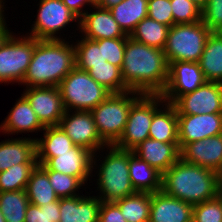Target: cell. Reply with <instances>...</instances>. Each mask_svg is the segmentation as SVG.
Masks as SVG:
<instances>
[{"label":"cell","mask_w":222,"mask_h":222,"mask_svg":"<svg viewBox=\"0 0 222 222\" xmlns=\"http://www.w3.org/2000/svg\"><path fill=\"white\" fill-rule=\"evenodd\" d=\"M164 50L126 40L121 76L127 88L142 94H161L168 80Z\"/></svg>","instance_id":"6da1fadb"},{"label":"cell","mask_w":222,"mask_h":222,"mask_svg":"<svg viewBox=\"0 0 222 222\" xmlns=\"http://www.w3.org/2000/svg\"><path fill=\"white\" fill-rule=\"evenodd\" d=\"M76 66L75 46L65 39L38 40L22 85L56 86Z\"/></svg>","instance_id":"7a4b0ae2"},{"label":"cell","mask_w":222,"mask_h":222,"mask_svg":"<svg viewBox=\"0 0 222 222\" xmlns=\"http://www.w3.org/2000/svg\"><path fill=\"white\" fill-rule=\"evenodd\" d=\"M161 190L194 206L219 194L218 173L180 158L162 174Z\"/></svg>","instance_id":"3957f363"},{"label":"cell","mask_w":222,"mask_h":222,"mask_svg":"<svg viewBox=\"0 0 222 222\" xmlns=\"http://www.w3.org/2000/svg\"><path fill=\"white\" fill-rule=\"evenodd\" d=\"M107 152L96 172L97 188L100 190L98 198L102 202H115L136 193L129 175V156L133 150L108 145Z\"/></svg>","instance_id":"277c9868"},{"label":"cell","mask_w":222,"mask_h":222,"mask_svg":"<svg viewBox=\"0 0 222 222\" xmlns=\"http://www.w3.org/2000/svg\"><path fill=\"white\" fill-rule=\"evenodd\" d=\"M37 41L28 33L15 37L7 24L0 30V83L23 82Z\"/></svg>","instance_id":"5b68a950"},{"label":"cell","mask_w":222,"mask_h":222,"mask_svg":"<svg viewBox=\"0 0 222 222\" xmlns=\"http://www.w3.org/2000/svg\"><path fill=\"white\" fill-rule=\"evenodd\" d=\"M141 95L142 93L131 90L111 93L90 111L100 137L108 145H114L122 136L130 108Z\"/></svg>","instance_id":"8992f818"},{"label":"cell","mask_w":222,"mask_h":222,"mask_svg":"<svg viewBox=\"0 0 222 222\" xmlns=\"http://www.w3.org/2000/svg\"><path fill=\"white\" fill-rule=\"evenodd\" d=\"M59 90L65 111H91L111 93L87 71L76 66L63 78Z\"/></svg>","instance_id":"52a82bcc"},{"label":"cell","mask_w":222,"mask_h":222,"mask_svg":"<svg viewBox=\"0 0 222 222\" xmlns=\"http://www.w3.org/2000/svg\"><path fill=\"white\" fill-rule=\"evenodd\" d=\"M210 34L202 20L171 26L164 48L168 64L177 61L199 62Z\"/></svg>","instance_id":"ba28073f"},{"label":"cell","mask_w":222,"mask_h":222,"mask_svg":"<svg viewBox=\"0 0 222 222\" xmlns=\"http://www.w3.org/2000/svg\"><path fill=\"white\" fill-rule=\"evenodd\" d=\"M165 102L161 94H142L132 104L124 132L114 146L122 150H133L149 138L153 114Z\"/></svg>","instance_id":"9c48e42d"},{"label":"cell","mask_w":222,"mask_h":222,"mask_svg":"<svg viewBox=\"0 0 222 222\" xmlns=\"http://www.w3.org/2000/svg\"><path fill=\"white\" fill-rule=\"evenodd\" d=\"M37 19L31 27L28 36L37 40H61L56 36L70 22H77L79 18L61 0H40ZM61 29V30H60Z\"/></svg>","instance_id":"30bf717a"},{"label":"cell","mask_w":222,"mask_h":222,"mask_svg":"<svg viewBox=\"0 0 222 222\" xmlns=\"http://www.w3.org/2000/svg\"><path fill=\"white\" fill-rule=\"evenodd\" d=\"M206 81L199 62H171L168 80L161 95L167 103L173 104L180 96L193 92Z\"/></svg>","instance_id":"8fae6325"},{"label":"cell","mask_w":222,"mask_h":222,"mask_svg":"<svg viewBox=\"0 0 222 222\" xmlns=\"http://www.w3.org/2000/svg\"><path fill=\"white\" fill-rule=\"evenodd\" d=\"M65 111L59 126L71 138L75 145L98 154L108 144L100 137L90 111ZM102 148V149H101ZM97 152V153H96Z\"/></svg>","instance_id":"7c38bea8"},{"label":"cell","mask_w":222,"mask_h":222,"mask_svg":"<svg viewBox=\"0 0 222 222\" xmlns=\"http://www.w3.org/2000/svg\"><path fill=\"white\" fill-rule=\"evenodd\" d=\"M173 105L177 115L222 113V83L206 81L193 92L180 96Z\"/></svg>","instance_id":"4fadbf2b"},{"label":"cell","mask_w":222,"mask_h":222,"mask_svg":"<svg viewBox=\"0 0 222 222\" xmlns=\"http://www.w3.org/2000/svg\"><path fill=\"white\" fill-rule=\"evenodd\" d=\"M96 154L90 150L75 145L68 152L55 153L45 164H38L43 170H53L66 175L77 177L84 185L96 169ZM95 157V158H94ZM95 165V166H94Z\"/></svg>","instance_id":"5bb4252c"},{"label":"cell","mask_w":222,"mask_h":222,"mask_svg":"<svg viewBox=\"0 0 222 222\" xmlns=\"http://www.w3.org/2000/svg\"><path fill=\"white\" fill-rule=\"evenodd\" d=\"M21 95L28 100L44 127L59 125L65 113L59 87H27Z\"/></svg>","instance_id":"9a60e30c"},{"label":"cell","mask_w":222,"mask_h":222,"mask_svg":"<svg viewBox=\"0 0 222 222\" xmlns=\"http://www.w3.org/2000/svg\"><path fill=\"white\" fill-rule=\"evenodd\" d=\"M177 117L179 149L185 144L222 134V113Z\"/></svg>","instance_id":"2e32d148"},{"label":"cell","mask_w":222,"mask_h":222,"mask_svg":"<svg viewBox=\"0 0 222 222\" xmlns=\"http://www.w3.org/2000/svg\"><path fill=\"white\" fill-rule=\"evenodd\" d=\"M180 158L218 173L222 168V134L185 144Z\"/></svg>","instance_id":"e0dca14e"},{"label":"cell","mask_w":222,"mask_h":222,"mask_svg":"<svg viewBox=\"0 0 222 222\" xmlns=\"http://www.w3.org/2000/svg\"><path fill=\"white\" fill-rule=\"evenodd\" d=\"M193 205L165 194L150 193L149 222H192Z\"/></svg>","instance_id":"ac0fdd59"},{"label":"cell","mask_w":222,"mask_h":222,"mask_svg":"<svg viewBox=\"0 0 222 222\" xmlns=\"http://www.w3.org/2000/svg\"><path fill=\"white\" fill-rule=\"evenodd\" d=\"M96 11H88L79 20V29L85 38L90 40L129 37L120 28L109 9L94 5Z\"/></svg>","instance_id":"d6986e66"},{"label":"cell","mask_w":222,"mask_h":222,"mask_svg":"<svg viewBox=\"0 0 222 222\" xmlns=\"http://www.w3.org/2000/svg\"><path fill=\"white\" fill-rule=\"evenodd\" d=\"M133 153L162 174L180 159L179 143H164L151 138L137 145Z\"/></svg>","instance_id":"ffe728a7"},{"label":"cell","mask_w":222,"mask_h":222,"mask_svg":"<svg viewBox=\"0 0 222 222\" xmlns=\"http://www.w3.org/2000/svg\"><path fill=\"white\" fill-rule=\"evenodd\" d=\"M101 202L97 196L60 198L59 222H98Z\"/></svg>","instance_id":"44dd1931"},{"label":"cell","mask_w":222,"mask_h":222,"mask_svg":"<svg viewBox=\"0 0 222 222\" xmlns=\"http://www.w3.org/2000/svg\"><path fill=\"white\" fill-rule=\"evenodd\" d=\"M0 130L4 134H18L42 131L45 127L39 121L28 100L22 95L9 112Z\"/></svg>","instance_id":"7402d4cb"},{"label":"cell","mask_w":222,"mask_h":222,"mask_svg":"<svg viewBox=\"0 0 222 222\" xmlns=\"http://www.w3.org/2000/svg\"><path fill=\"white\" fill-rule=\"evenodd\" d=\"M16 164H38L36 140L22 137L0 142V172Z\"/></svg>","instance_id":"603a6c76"},{"label":"cell","mask_w":222,"mask_h":222,"mask_svg":"<svg viewBox=\"0 0 222 222\" xmlns=\"http://www.w3.org/2000/svg\"><path fill=\"white\" fill-rule=\"evenodd\" d=\"M149 138L164 143H179L177 110L173 104L165 102L153 114Z\"/></svg>","instance_id":"cb8c5ba5"},{"label":"cell","mask_w":222,"mask_h":222,"mask_svg":"<svg viewBox=\"0 0 222 222\" xmlns=\"http://www.w3.org/2000/svg\"><path fill=\"white\" fill-rule=\"evenodd\" d=\"M129 175L136 192L155 193L161 190L162 173L134 153L129 156Z\"/></svg>","instance_id":"d4e9b609"},{"label":"cell","mask_w":222,"mask_h":222,"mask_svg":"<svg viewBox=\"0 0 222 222\" xmlns=\"http://www.w3.org/2000/svg\"><path fill=\"white\" fill-rule=\"evenodd\" d=\"M43 131L44 138H34L38 164H45L50 158L55 157V153L68 152L75 146L59 125L45 127Z\"/></svg>","instance_id":"484cf974"},{"label":"cell","mask_w":222,"mask_h":222,"mask_svg":"<svg viewBox=\"0 0 222 222\" xmlns=\"http://www.w3.org/2000/svg\"><path fill=\"white\" fill-rule=\"evenodd\" d=\"M199 65L207 81L222 83V32H211Z\"/></svg>","instance_id":"4316f807"},{"label":"cell","mask_w":222,"mask_h":222,"mask_svg":"<svg viewBox=\"0 0 222 222\" xmlns=\"http://www.w3.org/2000/svg\"><path fill=\"white\" fill-rule=\"evenodd\" d=\"M109 10L123 32L130 36L137 24L147 17L148 0H123Z\"/></svg>","instance_id":"83f0119b"},{"label":"cell","mask_w":222,"mask_h":222,"mask_svg":"<svg viewBox=\"0 0 222 222\" xmlns=\"http://www.w3.org/2000/svg\"><path fill=\"white\" fill-rule=\"evenodd\" d=\"M25 191L29 202L39 207L59 199L49 182L48 174L39 165L32 171Z\"/></svg>","instance_id":"f1b7e54d"},{"label":"cell","mask_w":222,"mask_h":222,"mask_svg":"<svg viewBox=\"0 0 222 222\" xmlns=\"http://www.w3.org/2000/svg\"><path fill=\"white\" fill-rule=\"evenodd\" d=\"M169 29L170 27L146 17L137 24L129 37L150 47L164 50Z\"/></svg>","instance_id":"f546056e"},{"label":"cell","mask_w":222,"mask_h":222,"mask_svg":"<svg viewBox=\"0 0 222 222\" xmlns=\"http://www.w3.org/2000/svg\"><path fill=\"white\" fill-rule=\"evenodd\" d=\"M115 203L127 222H149L150 193L136 192Z\"/></svg>","instance_id":"4dcf8cb0"},{"label":"cell","mask_w":222,"mask_h":222,"mask_svg":"<svg viewBox=\"0 0 222 222\" xmlns=\"http://www.w3.org/2000/svg\"><path fill=\"white\" fill-rule=\"evenodd\" d=\"M29 203L25 190L0 192V209L6 222H24Z\"/></svg>","instance_id":"1f68e13d"},{"label":"cell","mask_w":222,"mask_h":222,"mask_svg":"<svg viewBox=\"0 0 222 222\" xmlns=\"http://www.w3.org/2000/svg\"><path fill=\"white\" fill-rule=\"evenodd\" d=\"M88 74L110 93L129 91L121 76V69L108 61L105 64L92 65Z\"/></svg>","instance_id":"d6a6232c"},{"label":"cell","mask_w":222,"mask_h":222,"mask_svg":"<svg viewBox=\"0 0 222 222\" xmlns=\"http://www.w3.org/2000/svg\"><path fill=\"white\" fill-rule=\"evenodd\" d=\"M75 43L76 67L82 71H88L92 65L105 64L106 59L102 54V45L96 40L82 37Z\"/></svg>","instance_id":"836d02e7"},{"label":"cell","mask_w":222,"mask_h":222,"mask_svg":"<svg viewBox=\"0 0 222 222\" xmlns=\"http://www.w3.org/2000/svg\"><path fill=\"white\" fill-rule=\"evenodd\" d=\"M38 164H16L0 172V192L25 190Z\"/></svg>","instance_id":"e575fe53"},{"label":"cell","mask_w":222,"mask_h":222,"mask_svg":"<svg viewBox=\"0 0 222 222\" xmlns=\"http://www.w3.org/2000/svg\"><path fill=\"white\" fill-rule=\"evenodd\" d=\"M44 171L48 174L49 182L51 183V186L59 199L80 195L76 193V191L78 192L79 188L84 184L77 177L53 170Z\"/></svg>","instance_id":"d590c367"},{"label":"cell","mask_w":222,"mask_h":222,"mask_svg":"<svg viewBox=\"0 0 222 222\" xmlns=\"http://www.w3.org/2000/svg\"><path fill=\"white\" fill-rule=\"evenodd\" d=\"M192 222H222V195L194 205Z\"/></svg>","instance_id":"8d00e7d4"},{"label":"cell","mask_w":222,"mask_h":222,"mask_svg":"<svg viewBox=\"0 0 222 222\" xmlns=\"http://www.w3.org/2000/svg\"><path fill=\"white\" fill-rule=\"evenodd\" d=\"M174 24L201 21L202 9L191 0H170Z\"/></svg>","instance_id":"74e56055"},{"label":"cell","mask_w":222,"mask_h":222,"mask_svg":"<svg viewBox=\"0 0 222 222\" xmlns=\"http://www.w3.org/2000/svg\"><path fill=\"white\" fill-rule=\"evenodd\" d=\"M59 199L44 206L29 203L26 209L24 222H59Z\"/></svg>","instance_id":"f35d334b"},{"label":"cell","mask_w":222,"mask_h":222,"mask_svg":"<svg viewBox=\"0 0 222 222\" xmlns=\"http://www.w3.org/2000/svg\"><path fill=\"white\" fill-rule=\"evenodd\" d=\"M127 38L128 37L96 40L99 45H102V54L106 61L120 69L123 65Z\"/></svg>","instance_id":"ab89813d"},{"label":"cell","mask_w":222,"mask_h":222,"mask_svg":"<svg viewBox=\"0 0 222 222\" xmlns=\"http://www.w3.org/2000/svg\"><path fill=\"white\" fill-rule=\"evenodd\" d=\"M201 20L211 32H222V0H209Z\"/></svg>","instance_id":"60d3db41"},{"label":"cell","mask_w":222,"mask_h":222,"mask_svg":"<svg viewBox=\"0 0 222 222\" xmlns=\"http://www.w3.org/2000/svg\"><path fill=\"white\" fill-rule=\"evenodd\" d=\"M147 17L168 27L174 25L170 0H148Z\"/></svg>","instance_id":"b9f144b4"},{"label":"cell","mask_w":222,"mask_h":222,"mask_svg":"<svg viewBox=\"0 0 222 222\" xmlns=\"http://www.w3.org/2000/svg\"><path fill=\"white\" fill-rule=\"evenodd\" d=\"M98 222H127L115 202H101Z\"/></svg>","instance_id":"7bdbcfd3"},{"label":"cell","mask_w":222,"mask_h":222,"mask_svg":"<svg viewBox=\"0 0 222 222\" xmlns=\"http://www.w3.org/2000/svg\"><path fill=\"white\" fill-rule=\"evenodd\" d=\"M79 19L85 14V10L83 7L85 5H91L89 7H93L94 5L90 2V0H61ZM84 10V11H83Z\"/></svg>","instance_id":"ee69618b"},{"label":"cell","mask_w":222,"mask_h":222,"mask_svg":"<svg viewBox=\"0 0 222 222\" xmlns=\"http://www.w3.org/2000/svg\"><path fill=\"white\" fill-rule=\"evenodd\" d=\"M123 0H100L96 6L103 8V9H110L113 6L119 4Z\"/></svg>","instance_id":"f6af8a7d"},{"label":"cell","mask_w":222,"mask_h":222,"mask_svg":"<svg viewBox=\"0 0 222 222\" xmlns=\"http://www.w3.org/2000/svg\"><path fill=\"white\" fill-rule=\"evenodd\" d=\"M5 7L3 8V6L0 5V30L7 24L5 21V15L3 14L5 10Z\"/></svg>","instance_id":"bcb514c9"},{"label":"cell","mask_w":222,"mask_h":222,"mask_svg":"<svg viewBox=\"0 0 222 222\" xmlns=\"http://www.w3.org/2000/svg\"><path fill=\"white\" fill-rule=\"evenodd\" d=\"M218 191H219V194L222 195V168L218 172Z\"/></svg>","instance_id":"7dc6e473"},{"label":"cell","mask_w":222,"mask_h":222,"mask_svg":"<svg viewBox=\"0 0 222 222\" xmlns=\"http://www.w3.org/2000/svg\"><path fill=\"white\" fill-rule=\"evenodd\" d=\"M191 1H193L198 7L203 9L209 0H191Z\"/></svg>","instance_id":"c3c4849f"},{"label":"cell","mask_w":222,"mask_h":222,"mask_svg":"<svg viewBox=\"0 0 222 222\" xmlns=\"http://www.w3.org/2000/svg\"><path fill=\"white\" fill-rule=\"evenodd\" d=\"M0 222H6L4 215L0 213Z\"/></svg>","instance_id":"681fc988"},{"label":"cell","mask_w":222,"mask_h":222,"mask_svg":"<svg viewBox=\"0 0 222 222\" xmlns=\"http://www.w3.org/2000/svg\"><path fill=\"white\" fill-rule=\"evenodd\" d=\"M100 0H90L93 5H96Z\"/></svg>","instance_id":"f907efd6"},{"label":"cell","mask_w":222,"mask_h":222,"mask_svg":"<svg viewBox=\"0 0 222 222\" xmlns=\"http://www.w3.org/2000/svg\"><path fill=\"white\" fill-rule=\"evenodd\" d=\"M5 0H0V5L4 7ZM3 4V5H2Z\"/></svg>","instance_id":"816d5d0a"}]
</instances>
